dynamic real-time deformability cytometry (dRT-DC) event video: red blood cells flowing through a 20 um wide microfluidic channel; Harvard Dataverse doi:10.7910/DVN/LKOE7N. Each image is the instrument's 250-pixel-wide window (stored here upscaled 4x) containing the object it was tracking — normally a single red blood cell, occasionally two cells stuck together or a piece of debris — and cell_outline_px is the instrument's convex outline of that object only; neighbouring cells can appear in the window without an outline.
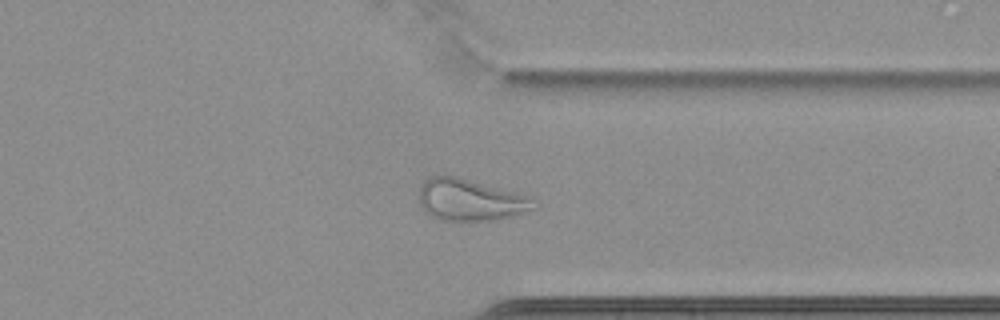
{"species": "common noctule bat (a hibernating species)", "species_latin": "Nyctalus noctula", "temperature_condition": "cold", "stored_images_in_passage": 65, "camera_frame_rate_fps": 3000, "um_per_image_px": 0.085, "animal": {"sex": "female", "body_mass_g": 22.7, "forearm_length_mm": 54.2}, "frame": {"image": 1, "passage_image": 52, "time_ms": 17.0, "image_size_px": [1000, 320], "cell_outline_px": [[536, 208], [508, 216], [492, 220], [436, 220], [424, 212], [420, 208], [420, 184], [424, 180], [432, 176], [456, 176], [532, 196]], "centroid_in_image_um": [39.93, 16.99], "position_along_channel_um": 371.5, "area_um2": 27.86}}
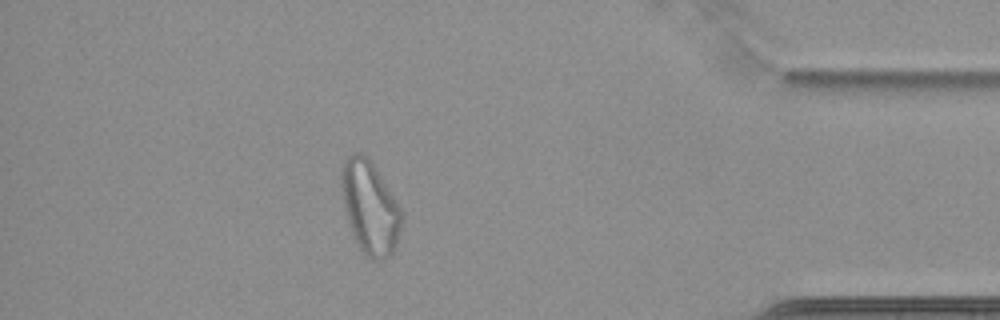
{"frame": {"image": 2, "passage_image": 58, "time_ms": 19.0, "image_size_px": [1000, 320], "cell_outline_px": [[400, 232], [396, 244], [392, 252], [384, 260], [372, 260], [364, 256], [356, 244], [348, 224], [344, 208], [340, 188], [340, 168], [344, 160], [352, 152], [360, 152], [368, 156], [372, 160], [400, 208]], "centroid_in_image_um": [31.38, 17.61], "position_along_channel_um": 403.8, "area_um2": 33.0}}